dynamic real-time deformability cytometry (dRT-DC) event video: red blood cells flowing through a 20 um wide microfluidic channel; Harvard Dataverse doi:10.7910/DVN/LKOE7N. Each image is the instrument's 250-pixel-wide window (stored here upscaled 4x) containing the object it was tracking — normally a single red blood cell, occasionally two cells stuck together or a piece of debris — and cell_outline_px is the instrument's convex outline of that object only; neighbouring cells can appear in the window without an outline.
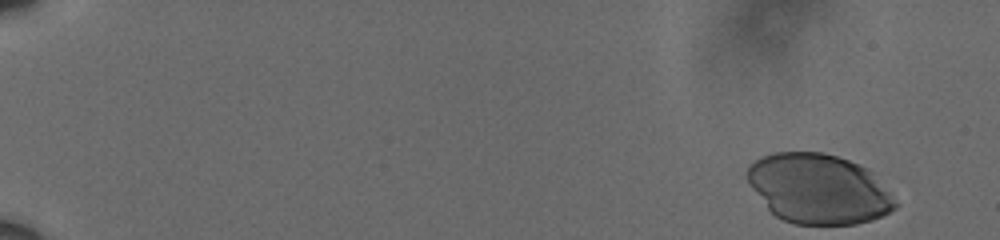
{"species": "human", "species_latin": "Homo sapiens", "temperature_condition": "cold", "stored_images_in_passage": 42, "camera_frame_rate_fps": 3000, "um_per_image_px": 0.085, "donor": {"sex": "male"}, "frame": {"image": 1, "passage_image": 1, "time_ms": 0.0, "image_size_px": [1000, 240], "cell_outline_px": [[900, 204], [896, 208], [872, 220], [856, 224], [796, 224], [784, 220], [776, 216], [768, 208], [752, 188], [748, 180], [748, 168], [756, 160], [772, 152], [820, 152], [836, 156], [848, 160], [868, 168], [872, 172]], "centroid_in_image_um": [69.61, 16.05], "position_along_channel_um": 15.4, "area_um2": 59.77}}